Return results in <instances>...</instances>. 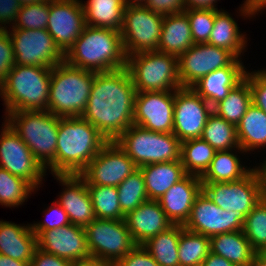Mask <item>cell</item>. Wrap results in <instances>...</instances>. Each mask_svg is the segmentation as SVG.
I'll return each mask as SVG.
<instances>
[{
	"instance_id": "1",
	"label": "cell",
	"mask_w": 266,
	"mask_h": 266,
	"mask_svg": "<svg viewBox=\"0 0 266 266\" xmlns=\"http://www.w3.org/2000/svg\"><path fill=\"white\" fill-rule=\"evenodd\" d=\"M136 88L128 69L95 73L82 118L115 141L133 125Z\"/></svg>"
},
{
	"instance_id": "2",
	"label": "cell",
	"mask_w": 266,
	"mask_h": 266,
	"mask_svg": "<svg viewBox=\"0 0 266 266\" xmlns=\"http://www.w3.org/2000/svg\"><path fill=\"white\" fill-rule=\"evenodd\" d=\"M108 143L82 117H60L56 145V175H80Z\"/></svg>"
},
{
	"instance_id": "3",
	"label": "cell",
	"mask_w": 266,
	"mask_h": 266,
	"mask_svg": "<svg viewBox=\"0 0 266 266\" xmlns=\"http://www.w3.org/2000/svg\"><path fill=\"white\" fill-rule=\"evenodd\" d=\"M64 61L76 68L95 73L126 67L121 32L109 28L86 26L64 54Z\"/></svg>"
},
{
	"instance_id": "4",
	"label": "cell",
	"mask_w": 266,
	"mask_h": 266,
	"mask_svg": "<svg viewBox=\"0 0 266 266\" xmlns=\"http://www.w3.org/2000/svg\"><path fill=\"white\" fill-rule=\"evenodd\" d=\"M7 115V116H6ZM5 121L18 134L45 170L56 175V145L59 116L48 110L9 112Z\"/></svg>"
},
{
	"instance_id": "5",
	"label": "cell",
	"mask_w": 266,
	"mask_h": 266,
	"mask_svg": "<svg viewBox=\"0 0 266 266\" xmlns=\"http://www.w3.org/2000/svg\"><path fill=\"white\" fill-rule=\"evenodd\" d=\"M50 67L14 65L0 84L6 114L23 110H48Z\"/></svg>"
},
{
	"instance_id": "6",
	"label": "cell",
	"mask_w": 266,
	"mask_h": 266,
	"mask_svg": "<svg viewBox=\"0 0 266 266\" xmlns=\"http://www.w3.org/2000/svg\"><path fill=\"white\" fill-rule=\"evenodd\" d=\"M95 72L63 61L52 67L48 111L59 117H81L91 92Z\"/></svg>"
},
{
	"instance_id": "7",
	"label": "cell",
	"mask_w": 266,
	"mask_h": 266,
	"mask_svg": "<svg viewBox=\"0 0 266 266\" xmlns=\"http://www.w3.org/2000/svg\"><path fill=\"white\" fill-rule=\"evenodd\" d=\"M128 69L137 92L175 91L182 88L178 57L158 51L127 56Z\"/></svg>"
},
{
	"instance_id": "8",
	"label": "cell",
	"mask_w": 266,
	"mask_h": 266,
	"mask_svg": "<svg viewBox=\"0 0 266 266\" xmlns=\"http://www.w3.org/2000/svg\"><path fill=\"white\" fill-rule=\"evenodd\" d=\"M115 142L138 168L181 160V141L173 133L154 132L131 125Z\"/></svg>"
},
{
	"instance_id": "9",
	"label": "cell",
	"mask_w": 266,
	"mask_h": 266,
	"mask_svg": "<svg viewBox=\"0 0 266 266\" xmlns=\"http://www.w3.org/2000/svg\"><path fill=\"white\" fill-rule=\"evenodd\" d=\"M163 19L144 5L125 7L120 31L125 55L158 51Z\"/></svg>"
},
{
	"instance_id": "10",
	"label": "cell",
	"mask_w": 266,
	"mask_h": 266,
	"mask_svg": "<svg viewBox=\"0 0 266 266\" xmlns=\"http://www.w3.org/2000/svg\"><path fill=\"white\" fill-rule=\"evenodd\" d=\"M84 229L91 257L116 264L136 246L124 219L96 218Z\"/></svg>"
},
{
	"instance_id": "11",
	"label": "cell",
	"mask_w": 266,
	"mask_h": 266,
	"mask_svg": "<svg viewBox=\"0 0 266 266\" xmlns=\"http://www.w3.org/2000/svg\"><path fill=\"white\" fill-rule=\"evenodd\" d=\"M13 45L14 64L54 67L64 61V53L46 29L25 30L9 28Z\"/></svg>"
},
{
	"instance_id": "12",
	"label": "cell",
	"mask_w": 266,
	"mask_h": 266,
	"mask_svg": "<svg viewBox=\"0 0 266 266\" xmlns=\"http://www.w3.org/2000/svg\"><path fill=\"white\" fill-rule=\"evenodd\" d=\"M202 191L222 210L246 216L262 200L261 188L253 170L232 182H202Z\"/></svg>"
},
{
	"instance_id": "13",
	"label": "cell",
	"mask_w": 266,
	"mask_h": 266,
	"mask_svg": "<svg viewBox=\"0 0 266 266\" xmlns=\"http://www.w3.org/2000/svg\"><path fill=\"white\" fill-rule=\"evenodd\" d=\"M0 132V167L12 175L30 182L36 189L40 186L46 170L34 154L5 121Z\"/></svg>"
},
{
	"instance_id": "14",
	"label": "cell",
	"mask_w": 266,
	"mask_h": 266,
	"mask_svg": "<svg viewBox=\"0 0 266 266\" xmlns=\"http://www.w3.org/2000/svg\"><path fill=\"white\" fill-rule=\"evenodd\" d=\"M246 215L238 211L222 210L201 191L196 197L185 229L211 237L243 230Z\"/></svg>"
},
{
	"instance_id": "15",
	"label": "cell",
	"mask_w": 266,
	"mask_h": 266,
	"mask_svg": "<svg viewBox=\"0 0 266 266\" xmlns=\"http://www.w3.org/2000/svg\"><path fill=\"white\" fill-rule=\"evenodd\" d=\"M237 57L224 48L207 43L192 45L178 57V75L182 87H191L207 74L230 66Z\"/></svg>"
},
{
	"instance_id": "16",
	"label": "cell",
	"mask_w": 266,
	"mask_h": 266,
	"mask_svg": "<svg viewBox=\"0 0 266 266\" xmlns=\"http://www.w3.org/2000/svg\"><path fill=\"white\" fill-rule=\"evenodd\" d=\"M138 167L115 142H108L80 174L87 185L117 187Z\"/></svg>"
},
{
	"instance_id": "17",
	"label": "cell",
	"mask_w": 266,
	"mask_h": 266,
	"mask_svg": "<svg viewBox=\"0 0 266 266\" xmlns=\"http://www.w3.org/2000/svg\"><path fill=\"white\" fill-rule=\"evenodd\" d=\"M213 107L191 87L175 90L173 134L181 141L200 138Z\"/></svg>"
},
{
	"instance_id": "18",
	"label": "cell",
	"mask_w": 266,
	"mask_h": 266,
	"mask_svg": "<svg viewBox=\"0 0 266 266\" xmlns=\"http://www.w3.org/2000/svg\"><path fill=\"white\" fill-rule=\"evenodd\" d=\"M175 91L137 92L133 125L149 131L173 133Z\"/></svg>"
},
{
	"instance_id": "19",
	"label": "cell",
	"mask_w": 266,
	"mask_h": 266,
	"mask_svg": "<svg viewBox=\"0 0 266 266\" xmlns=\"http://www.w3.org/2000/svg\"><path fill=\"white\" fill-rule=\"evenodd\" d=\"M48 19L46 30L64 54L87 26L79 0H50Z\"/></svg>"
},
{
	"instance_id": "20",
	"label": "cell",
	"mask_w": 266,
	"mask_h": 266,
	"mask_svg": "<svg viewBox=\"0 0 266 266\" xmlns=\"http://www.w3.org/2000/svg\"><path fill=\"white\" fill-rule=\"evenodd\" d=\"M37 236V248L71 263L91 257L84 227L67 224L57 229L33 231Z\"/></svg>"
},
{
	"instance_id": "21",
	"label": "cell",
	"mask_w": 266,
	"mask_h": 266,
	"mask_svg": "<svg viewBox=\"0 0 266 266\" xmlns=\"http://www.w3.org/2000/svg\"><path fill=\"white\" fill-rule=\"evenodd\" d=\"M64 187L57 202L71 224L85 227L96 219L90 193L81 175H53Z\"/></svg>"
},
{
	"instance_id": "22",
	"label": "cell",
	"mask_w": 266,
	"mask_h": 266,
	"mask_svg": "<svg viewBox=\"0 0 266 266\" xmlns=\"http://www.w3.org/2000/svg\"><path fill=\"white\" fill-rule=\"evenodd\" d=\"M201 191V178L197 175L187 174L171 186L157 201L173 224L184 225L189 219L194 201Z\"/></svg>"
},
{
	"instance_id": "23",
	"label": "cell",
	"mask_w": 266,
	"mask_h": 266,
	"mask_svg": "<svg viewBox=\"0 0 266 266\" xmlns=\"http://www.w3.org/2000/svg\"><path fill=\"white\" fill-rule=\"evenodd\" d=\"M124 221L136 245H143L150 238L173 225L155 200H148L127 213Z\"/></svg>"
},
{
	"instance_id": "24",
	"label": "cell",
	"mask_w": 266,
	"mask_h": 266,
	"mask_svg": "<svg viewBox=\"0 0 266 266\" xmlns=\"http://www.w3.org/2000/svg\"><path fill=\"white\" fill-rule=\"evenodd\" d=\"M241 61L237 58L230 66L207 74L193 84L191 88L214 107L224 100L228 93L244 79L246 68Z\"/></svg>"
},
{
	"instance_id": "25",
	"label": "cell",
	"mask_w": 266,
	"mask_h": 266,
	"mask_svg": "<svg viewBox=\"0 0 266 266\" xmlns=\"http://www.w3.org/2000/svg\"><path fill=\"white\" fill-rule=\"evenodd\" d=\"M37 248V236L31 225L0 221V254L31 263Z\"/></svg>"
},
{
	"instance_id": "26",
	"label": "cell",
	"mask_w": 266,
	"mask_h": 266,
	"mask_svg": "<svg viewBox=\"0 0 266 266\" xmlns=\"http://www.w3.org/2000/svg\"><path fill=\"white\" fill-rule=\"evenodd\" d=\"M194 42L190 22L185 12L164 16L158 52L181 56Z\"/></svg>"
},
{
	"instance_id": "27",
	"label": "cell",
	"mask_w": 266,
	"mask_h": 266,
	"mask_svg": "<svg viewBox=\"0 0 266 266\" xmlns=\"http://www.w3.org/2000/svg\"><path fill=\"white\" fill-rule=\"evenodd\" d=\"M139 168L144 176L148 199L155 201L187 175L181 160L148 164Z\"/></svg>"
},
{
	"instance_id": "28",
	"label": "cell",
	"mask_w": 266,
	"mask_h": 266,
	"mask_svg": "<svg viewBox=\"0 0 266 266\" xmlns=\"http://www.w3.org/2000/svg\"><path fill=\"white\" fill-rule=\"evenodd\" d=\"M210 252L224 257L234 265L249 266L256 251L241 230L211 236Z\"/></svg>"
},
{
	"instance_id": "29",
	"label": "cell",
	"mask_w": 266,
	"mask_h": 266,
	"mask_svg": "<svg viewBox=\"0 0 266 266\" xmlns=\"http://www.w3.org/2000/svg\"><path fill=\"white\" fill-rule=\"evenodd\" d=\"M246 37L240 32L235 19L224 10L215 14L214 25L207 44L227 49L238 59L245 51Z\"/></svg>"
},
{
	"instance_id": "30",
	"label": "cell",
	"mask_w": 266,
	"mask_h": 266,
	"mask_svg": "<svg viewBox=\"0 0 266 266\" xmlns=\"http://www.w3.org/2000/svg\"><path fill=\"white\" fill-rule=\"evenodd\" d=\"M239 147L244 151H254L266 146V113L253 103L236 126Z\"/></svg>"
},
{
	"instance_id": "31",
	"label": "cell",
	"mask_w": 266,
	"mask_h": 266,
	"mask_svg": "<svg viewBox=\"0 0 266 266\" xmlns=\"http://www.w3.org/2000/svg\"><path fill=\"white\" fill-rule=\"evenodd\" d=\"M82 6L87 26L121 31L125 9L122 0H88Z\"/></svg>"
},
{
	"instance_id": "32",
	"label": "cell",
	"mask_w": 266,
	"mask_h": 266,
	"mask_svg": "<svg viewBox=\"0 0 266 266\" xmlns=\"http://www.w3.org/2000/svg\"><path fill=\"white\" fill-rule=\"evenodd\" d=\"M184 226L173 224L166 231L150 238L142 246L160 266H179L178 246Z\"/></svg>"
},
{
	"instance_id": "33",
	"label": "cell",
	"mask_w": 266,
	"mask_h": 266,
	"mask_svg": "<svg viewBox=\"0 0 266 266\" xmlns=\"http://www.w3.org/2000/svg\"><path fill=\"white\" fill-rule=\"evenodd\" d=\"M232 150L216 151L209 168L200 177L201 182H232L242 179L252 169H246Z\"/></svg>"
},
{
	"instance_id": "34",
	"label": "cell",
	"mask_w": 266,
	"mask_h": 266,
	"mask_svg": "<svg viewBox=\"0 0 266 266\" xmlns=\"http://www.w3.org/2000/svg\"><path fill=\"white\" fill-rule=\"evenodd\" d=\"M200 138L209 143L216 151L237 149L244 152L239 147L236 126L215 112L209 115Z\"/></svg>"
},
{
	"instance_id": "35",
	"label": "cell",
	"mask_w": 266,
	"mask_h": 266,
	"mask_svg": "<svg viewBox=\"0 0 266 266\" xmlns=\"http://www.w3.org/2000/svg\"><path fill=\"white\" fill-rule=\"evenodd\" d=\"M251 104V89L249 82L244 78L228 93L224 100L213 107V112L237 126Z\"/></svg>"
},
{
	"instance_id": "36",
	"label": "cell",
	"mask_w": 266,
	"mask_h": 266,
	"mask_svg": "<svg viewBox=\"0 0 266 266\" xmlns=\"http://www.w3.org/2000/svg\"><path fill=\"white\" fill-rule=\"evenodd\" d=\"M216 150L201 138L181 142V162L187 174L201 177L209 168Z\"/></svg>"
},
{
	"instance_id": "37",
	"label": "cell",
	"mask_w": 266,
	"mask_h": 266,
	"mask_svg": "<svg viewBox=\"0 0 266 266\" xmlns=\"http://www.w3.org/2000/svg\"><path fill=\"white\" fill-rule=\"evenodd\" d=\"M210 252V237L183 229L179 238V266H201Z\"/></svg>"
},
{
	"instance_id": "38",
	"label": "cell",
	"mask_w": 266,
	"mask_h": 266,
	"mask_svg": "<svg viewBox=\"0 0 266 266\" xmlns=\"http://www.w3.org/2000/svg\"><path fill=\"white\" fill-rule=\"evenodd\" d=\"M91 196L93 211L97 219L123 220L115 186L87 185Z\"/></svg>"
},
{
	"instance_id": "39",
	"label": "cell",
	"mask_w": 266,
	"mask_h": 266,
	"mask_svg": "<svg viewBox=\"0 0 266 266\" xmlns=\"http://www.w3.org/2000/svg\"><path fill=\"white\" fill-rule=\"evenodd\" d=\"M119 204L124 215L148 201L144 176L137 168L117 186Z\"/></svg>"
},
{
	"instance_id": "40",
	"label": "cell",
	"mask_w": 266,
	"mask_h": 266,
	"mask_svg": "<svg viewBox=\"0 0 266 266\" xmlns=\"http://www.w3.org/2000/svg\"><path fill=\"white\" fill-rule=\"evenodd\" d=\"M34 190L30 182L0 167V205L10 208L22 205Z\"/></svg>"
},
{
	"instance_id": "41",
	"label": "cell",
	"mask_w": 266,
	"mask_h": 266,
	"mask_svg": "<svg viewBox=\"0 0 266 266\" xmlns=\"http://www.w3.org/2000/svg\"><path fill=\"white\" fill-rule=\"evenodd\" d=\"M49 3L50 0L21 6L12 29H46L49 20Z\"/></svg>"
},
{
	"instance_id": "42",
	"label": "cell",
	"mask_w": 266,
	"mask_h": 266,
	"mask_svg": "<svg viewBox=\"0 0 266 266\" xmlns=\"http://www.w3.org/2000/svg\"><path fill=\"white\" fill-rule=\"evenodd\" d=\"M243 232L255 251L266 244V201L262 199L246 216Z\"/></svg>"
},
{
	"instance_id": "43",
	"label": "cell",
	"mask_w": 266,
	"mask_h": 266,
	"mask_svg": "<svg viewBox=\"0 0 266 266\" xmlns=\"http://www.w3.org/2000/svg\"><path fill=\"white\" fill-rule=\"evenodd\" d=\"M218 9H186L194 44L207 43Z\"/></svg>"
},
{
	"instance_id": "44",
	"label": "cell",
	"mask_w": 266,
	"mask_h": 266,
	"mask_svg": "<svg viewBox=\"0 0 266 266\" xmlns=\"http://www.w3.org/2000/svg\"><path fill=\"white\" fill-rule=\"evenodd\" d=\"M244 78L249 82L252 103L266 113V69L245 72Z\"/></svg>"
},
{
	"instance_id": "45",
	"label": "cell",
	"mask_w": 266,
	"mask_h": 266,
	"mask_svg": "<svg viewBox=\"0 0 266 266\" xmlns=\"http://www.w3.org/2000/svg\"><path fill=\"white\" fill-rule=\"evenodd\" d=\"M51 207L47 208L46 221L30 224L32 231L53 230L70 224L67 213L61 205L55 201Z\"/></svg>"
},
{
	"instance_id": "46",
	"label": "cell",
	"mask_w": 266,
	"mask_h": 266,
	"mask_svg": "<svg viewBox=\"0 0 266 266\" xmlns=\"http://www.w3.org/2000/svg\"><path fill=\"white\" fill-rule=\"evenodd\" d=\"M12 41L7 29H0V84L14 66Z\"/></svg>"
},
{
	"instance_id": "47",
	"label": "cell",
	"mask_w": 266,
	"mask_h": 266,
	"mask_svg": "<svg viewBox=\"0 0 266 266\" xmlns=\"http://www.w3.org/2000/svg\"><path fill=\"white\" fill-rule=\"evenodd\" d=\"M116 266H160L150 253L142 246L136 245Z\"/></svg>"
},
{
	"instance_id": "48",
	"label": "cell",
	"mask_w": 266,
	"mask_h": 266,
	"mask_svg": "<svg viewBox=\"0 0 266 266\" xmlns=\"http://www.w3.org/2000/svg\"><path fill=\"white\" fill-rule=\"evenodd\" d=\"M144 6L162 16L173 15L186 10L184 0H146Z\"/></svg>"
},
{
	"instance_id": "49",
	"label": "cell",
	"mask_w": 266,
	"mask_h": 266,
	"mask_svg": "<svg viewBox=\"0 0 266 266\" xmlns=\"http://www.w3.org/2000/svg\"><path fill=\"white\" fill-rule=\"evenodd\" d=\"M20 7L17 0H0V29H7L6 24L15 23Z\"/></svg>"
},
{
	"instance_id": "50",
	"label": "cell",
	"mask_w": 266,
	"mask_h": 266,
	"mask_svg": "<svg viewBox=\"0 0 266 266\" xmlns=\"http://www.w3.org/2000/svg\"><path fill=\"white\" fill-rule=\"evenodd\" d=\"M71 262L36 248L30 266H71Z\"/></svg>"
},
{
	"instance_id": "51",
	"label": "cell",
	"mask_w": 266,
	"mask_h": 266,
	"mask_svg": "<svg viewBox=\"0 0 266 266\" xmlns=\"http://www.w3.org/2000/svg\"><path fill=\"white\" fill-rule=\"evenodd\" d=\"M264 8H266V0H246L239 12L242 16L252 17Z\"/></svg>"
},
{
	"instance_id": "52",
	"label": "cell",
	"mask_w": 266,
	"mask_h": 266,
	"mask_svg": "<svg viewBox=\"0 0 266 266\" xmlns=\"http://www.w3.org/2000/svg\"><path fill=\"white\" fill-rule=\"evenodd\" d=\"M261 165L259 167L255 166V168H252V170L254 171L259 182V186L261 188L262 193V199L266 201V160H263V163Z\"/></svg>"
},
{
	"instance_id": "53",
	"label": "cell",
	"mask_w": 266,
	"mask_h": 266,
	"mask_svg": "<svg viewBox=\"0 0 266 266\" xmlns=\"http://www.w3.org/2000/svg\"><path fill=\"white\" fill-rule=\"evenodd\" d=\"M218 0H184L186 9H218L215 3Z\"/></svg>"
},
{
	"instance_id": "54",
	"label": "cell",
	"mask_w": 266,
	"mask_h": 266,
	"mask_svg": "<svg viewBox=\"0 0 266 266\" xmlns=\"http://www.w3.org/2000/svg\"><path fill=\"white\" fill-rule=\"evenodd\" d=\"M201 266H234L224 257L209 252L208 256L203 260Z\"/></svg>"
},
{
	"instance_id": "55",
	"label": "cell",
	"mask_w": 266,
	"mask_h": 266,
	"mask_svg": "<svg viewBox=\"0 0 266 266\" xmlns=\"http://www.w3.org/2000/svg\"><path fill=\"white\" fill-rule=\"evenodd\" d=\"M71 266H116L115 263L100 258L89 257L73 262Z\"/></svg>"
},
{
	"instance_id": "56",
	"label": "cell",
	"mask_w": 266,
	"mask_h": 266,
	"mask_svg": "<svg viewBox=\"0 0 266 266\" xmlns=\"http://www.w3.org/2000/svg\"><path fill=\"white\" fill-rule=\"evenodd\" d=\"M0 266H30V263L18 261L11 257L0 254Z\"/></svg>"
},
{
	"instance_id": "57",
	"label": "cell",
	"mask_w": 266,
	"mask_h": 266,
	"mask_svg": "<svg viewBox=\"0 0 266 266\" xmlns=\"http://www.w3.org/2000/svg\"><path fill=\"white\" fill-rule=\"evenodd\" d=\"M255 255L262 261L266 262V244L256 250Z\"/></svg>"
},
{
	"instance_id": "58",
	"label": "cell",
	"mask_w": 266,
	"mask_h": 266,
	"mask_svg": "<svg viewBox=\"0 0 266 266\" xmlns=\"http://www.w3.org/2000/svg\"><path fill=\"white\" fill-rule=\"evenodd\" d=\"M125 7L144 5L146 0H122Z\"/></svg>"
},
{
	"instance_id": "59",
	"label": "cell",
	"mask_w": 266,
	"mask_h": 266,
	"mask_svg": "<svg viewBox=\"0 0 266 266\" xmlns=\"http://www.w3.org/2000/svg\"><path fill=\"white\" fill-rule=\"evenodd\" d=\"M249 266H266V262L262 261L260 258H258L256 255L252 258L251 263Z\"/></svg>"
},
{
	"instance_id": "60",
	"label": "cell",
	"mask_w": 266,
	"mask_h": 266,
	"mask_svg": "<svg viewBox=\"0 0 266 266\" xmlns=\"http://www.w3.org/2000/svg\"><path fill=\"white\" fill-rule=\"evenodd\" d=\"M21 6L23 5H29V4H35V3H41L44 1H49V0H17Z\"/></svg>"
}]
</instances>
